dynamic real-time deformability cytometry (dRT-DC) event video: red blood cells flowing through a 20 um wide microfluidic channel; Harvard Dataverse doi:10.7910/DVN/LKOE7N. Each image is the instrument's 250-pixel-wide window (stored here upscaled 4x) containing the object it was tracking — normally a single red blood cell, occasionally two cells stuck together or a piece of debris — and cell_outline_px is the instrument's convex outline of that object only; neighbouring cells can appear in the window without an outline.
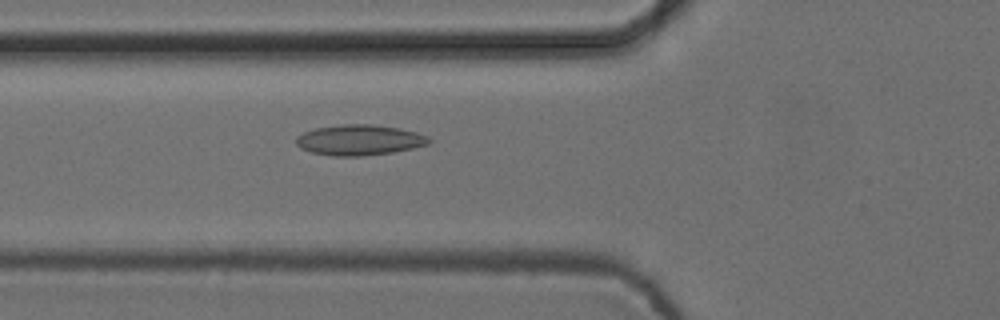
{"species": "common noctule bat (a hibernating species)", "species_latin": "Nyctalus noctula", "temperature_condition": "cold", "stored_images_in_passage": 22, "camera_frame_rate_fps": 3000, "um_per_image_px": 0.085, "animal": {"sex": "female", "body_mass_g": 24.6, "forearm_length_mm": 56.2}, "frame": {"image": 1, "passage_image": 6, "time_ms": 1.667, "image_size_px": [1000, 320], "cell_outline_px": [[432, 140], [428, 144], [412, 148], [392, 152], [360, 156], [332, 156], [312, 152], [300, 148], [296, 144], [296, 136], [304, 132], [316, 128], [344, 124], [372, 124], [400, 128], [416, 132], [428, 136]], "centroid_in_image_um": [30.55, 11.9], "position_along_channel_um": 95.3, "area_um2": 23.58}}
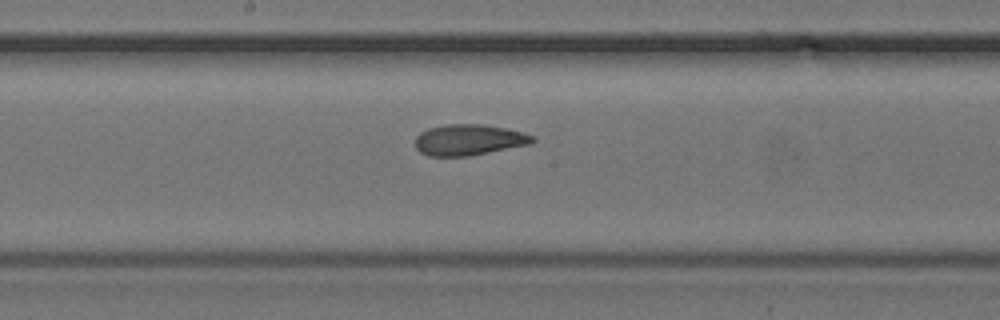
{"frame": {"image": 2, "passage_image": 15, "time_ms": 4.667, "image_size_px": [1000, 320], "cell_outline_px": [[536, 140], [532, 144], [468, 156], [428, 156], [420, 152], [416, 148], [416, 136], [420, 132], [428, 128], [444, 124], [484, 124], [524, 132], [536, 136]], "centroid_in_image_um": [39.88, 11.88], "position_along_channel_um": 208.3, "area_um2": 21.39}}
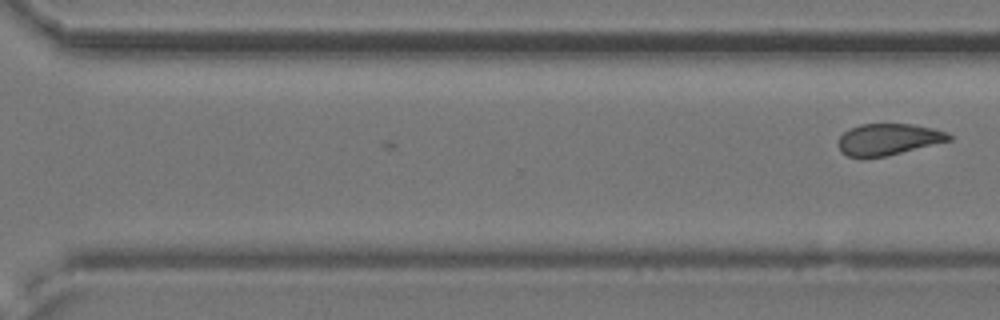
{"frame": {"image": 3, "passage_image": 22, "time_ms": 7.0, "image_size_px": [1000, 320], "cell_outline_px": [[952, 140], [888, 156], [864, 160], [848, 156], [840, 152], [836, 144], [840, 136], [844, 132], [860, 124], [912, 124], [932, 128], [948, 132], [952, 136]], "centroid_in_image_um": [75.47, 11.88], "position_along_channel_um": 295.1, "area_um2": 20.87}}